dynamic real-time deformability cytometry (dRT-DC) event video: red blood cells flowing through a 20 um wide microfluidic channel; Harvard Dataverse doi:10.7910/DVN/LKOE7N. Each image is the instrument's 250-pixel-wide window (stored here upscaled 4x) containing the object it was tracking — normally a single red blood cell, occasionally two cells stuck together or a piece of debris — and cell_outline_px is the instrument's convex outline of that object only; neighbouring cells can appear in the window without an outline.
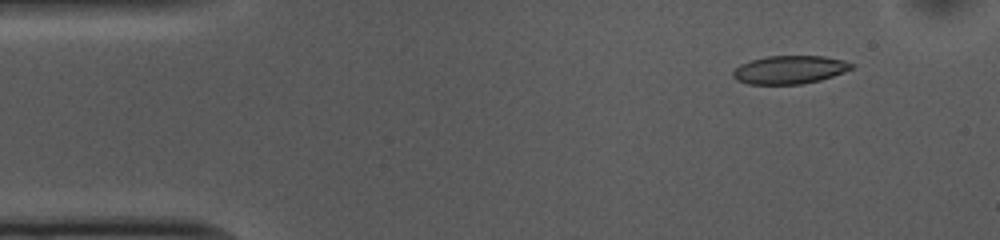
{"species": "common noctule bat (a hibernating species)", "species_latin": "Nyctalus noctula", "temperature_condition": "cold", "stored_images_in_passage": 52, "camera_frame_rate_fps": 3000, "um_per_image_px": 0.085, "animal": {"sex": "female", "body_mass_g": 10.0, "forearm_length_mm": 53.1}, "frame": {"image": 1, "passage_image": 5, "time_ms": 1.333, "image_size_px": [1000, 240], "cell_outline_px": [[852, 68], [844, 72], [820, 80], [804, 84], [748, 84], [736, 80], [732, 76], [732, 72], [740, 64], [752, 60], [768, 56], [824, 56], [844, 60], [852, 64]], "centroid_in_image_um": [67.1, 5.93], "position_along_channel_um": 17.9, "area_um2": 19.42}}
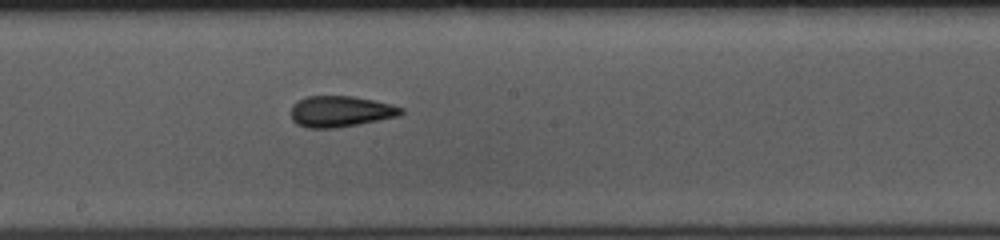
{"frame": {"image": 2, "passage_image": 27, "time_ms": 8.667, "image_size_px": [1000, 240], "cell_outline_px": [[404, 112], [400, 116], [336, 128], [308, 128], [296, 124], [292, 120], [292, 104], [296, 100], [308, 96], [352, 96], [392, 104], [404, 108]], "centroid_in_image_um": [28.94, 9.47], "position_along_channel_um": 219.3, "area_um2": 20.0}}
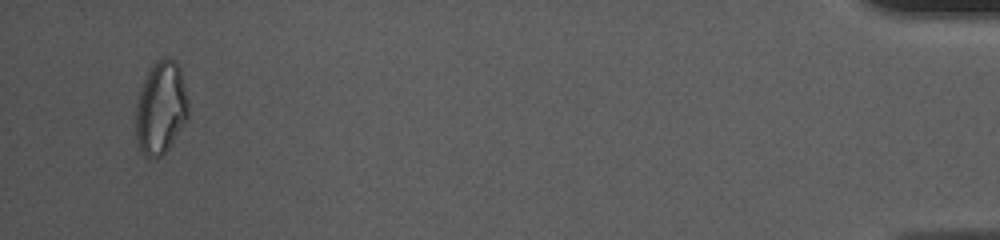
{"frame": {"image": 3, "passage_image": 50, "time_ms": 16.333, "image_size_px": [1000, 240], "cell_outline_px": [[188, 116], [168, 148], [160, 156], [144, 156], [136, 140], [136, 104], [140, 88], [148, 72], [156, 60], [164, 56], [176, 60], [180, 68], [188, 100]], "centroid_in_image_um": [13.66, 9.12], "position_along_channel_um": 421.5, "area_um2": 28.15}, "authors_computed_cell_mechanics": {"area_um2": 20.3745, "velocity_mm_per_s": 3.7498, "shape_relaxation_time_tau1_ms": 7.6161, "shape_relaxation_time_tau2_ms": 2.0911, "deformation_change_tau1": 0.1848, "deformation_change_tau2": 0.1027}}